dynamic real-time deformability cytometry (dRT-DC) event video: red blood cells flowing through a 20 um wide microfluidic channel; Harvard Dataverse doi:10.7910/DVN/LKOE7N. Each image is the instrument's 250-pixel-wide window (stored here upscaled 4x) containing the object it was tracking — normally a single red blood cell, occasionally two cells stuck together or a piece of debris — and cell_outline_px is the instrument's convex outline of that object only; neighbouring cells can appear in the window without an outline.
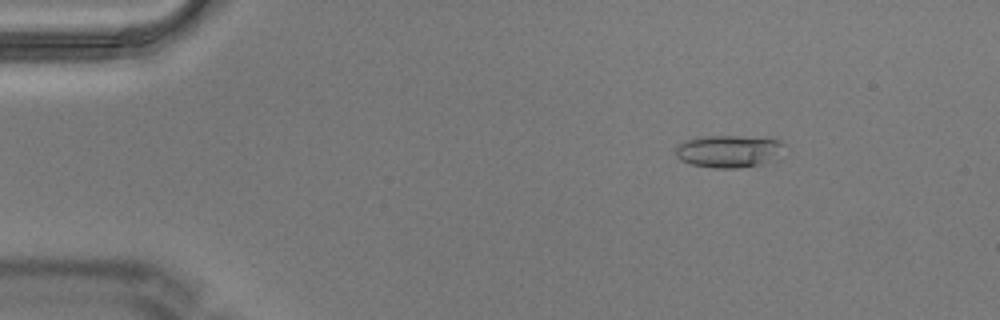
{"species": "Egyptian fruit bat (a non-hibernating species)", "species_latin": "Rousettus aegyptiacus", "temperature_condition": "warm", "stored_images_in_passage": 4, "camera_frame_rate_fps": 3000, "um_per_image_px": 0.085, "animal": {"sex": "male"}, "frame": {"image": 1, "passage_image": 3, "time_ms": 0.667, "image_size_px": [1000, 320], "cell_outline_px": [[784, 144], [760, 164], [736, 168], [716, 168], [692, 164], [680, 160], [676, 156], [676, 144], [684, 140], [708, 136], [736, 136], [780, 140]], "centroid_in_image_um": [61.75, 12.84], "position_along_channel_um": 23.2, "area_um2": 19.54}}